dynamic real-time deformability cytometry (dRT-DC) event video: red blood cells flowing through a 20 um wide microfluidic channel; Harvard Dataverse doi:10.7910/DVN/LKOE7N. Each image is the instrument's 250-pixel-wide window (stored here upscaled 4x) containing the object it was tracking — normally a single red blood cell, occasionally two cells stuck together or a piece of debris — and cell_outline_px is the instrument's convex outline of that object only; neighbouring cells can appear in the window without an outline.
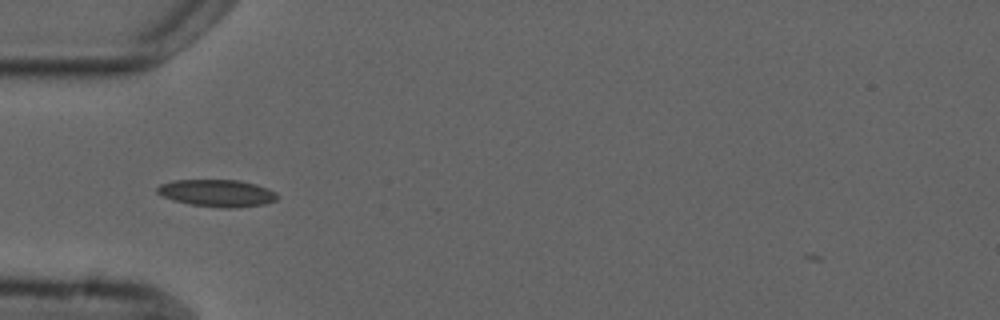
{"species": "common noctule bat (a hibernating species)", "species_latin": "Nyctalus noctula", "temperature_condition": "cold", "stored_images_in_passage": 5, "camera_frame_rate_fps": 3000, "um_per_image_px": 0.085, "animal": {"sex": "male", "forearm_length_mm": 52.5}, "frame": {"image": 1, "passage_image": 1, "time_ms": 0.0, "image_size_px": [1000, 320], "cell_outline_px": [[280, 196], [276, 200], [264, 204], [236, 208], [224, 208], [188, 204], [164, 196], [156, 192], [156, 188], [160, 184], [172, 180], [240, 180], [256, 184], [268, 188], [276, 192]], "centroid_in_image_um": [18.49, 16.41], "position_along_channel_um": 66.5, "area_um2": 19.07}}